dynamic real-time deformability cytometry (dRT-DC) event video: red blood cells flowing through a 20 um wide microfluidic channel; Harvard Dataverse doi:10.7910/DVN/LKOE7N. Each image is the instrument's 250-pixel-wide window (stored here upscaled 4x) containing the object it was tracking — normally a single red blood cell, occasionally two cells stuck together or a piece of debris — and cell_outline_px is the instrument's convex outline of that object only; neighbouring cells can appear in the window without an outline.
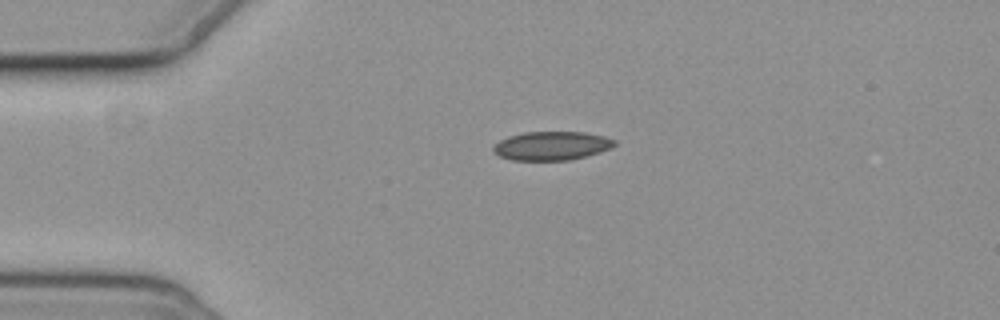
{"species": "common noctule bat (a hibernating species)", "species_latin": "Nyctalus noctula", "temperature_condition": "cold", "stored_images_in_passage": 2, "camera_frame_rate_fps": 3000, "um_per_image_px": 0.085, "animal": {"sex": "female", "body_mass_g": 19.3, "forearm_length_mm": 54.1}, "frame": {"image": 1, "passage_image": 1, "time_ms": 0.0, "image_size_px": [1000, 320], "cell_outline_px": [[616, 144], [612, 148], [600, 152], [568, 160], [512, 160], [500, 156], [492, 152], [492, 148], [500, 140], [508, 136], [524, 132], [584, 132], [604, 136], [616, 140]], "centroid_in_image_um": [46.89, 12.39], "position_along_channel_um": 38.1, "area_um2": 20.29}}